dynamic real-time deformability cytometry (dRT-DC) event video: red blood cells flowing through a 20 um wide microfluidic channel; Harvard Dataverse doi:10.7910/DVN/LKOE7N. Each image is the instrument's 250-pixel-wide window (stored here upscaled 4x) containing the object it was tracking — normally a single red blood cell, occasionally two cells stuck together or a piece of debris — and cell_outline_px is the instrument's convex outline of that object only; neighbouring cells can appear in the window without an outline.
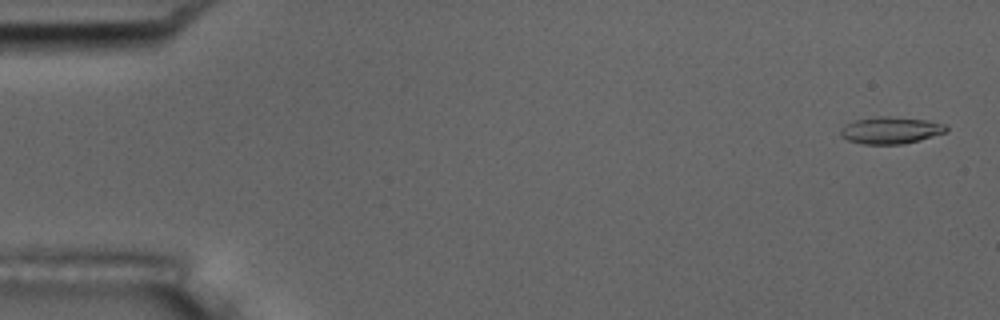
{"species": "common noctule bat (a hibernating species)", "species_latin": "Nyctalus noctula", "temperature_condition": "room temperature", "stored_images_in_passage": 16, "camera_frame_rate_fps": 3000, "um_per_image_px": 0.085, "animal": {"sex": "male", "body_mass_g": 17.5, "forearm_length_mm": 52.3}, "frame": {"image": 1, "passage_image": 2, "time_ms": 0.333, "image_size_px": [1000, 320], "cell_outline_px": [[948, 132], [920, 140], [900, 144], [864, 144], [848, 140], [840, 136], [840, 132], [844, 124], [856, 120], [876, 116], [888, 116], [924, 120], [948, 124]], "centroid_in_image_um": [75.73, 11.07], "position_along_channel_um": 9.3, "area_um2": 16.65}}
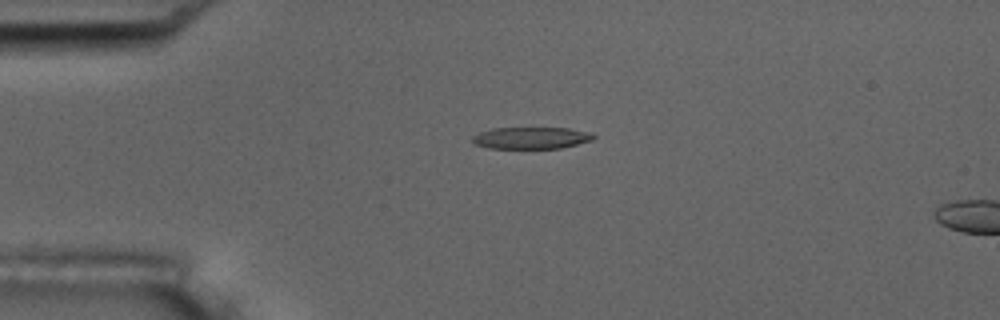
{"frame": {"image": 2, "passage_image": 13, "time_ms": 4.0, "image_size_px": [1000, 320], "cell_outline_px": [[596, 136], [592, 140], [560, 148], [488, 148], [472, 144], [472, 136], [480, 132], [492, 128], [568, 128], [592, 132]], "centroid_in_image_um": [45.13, 11.72], "position_along_channel_um": 39.9, "area_um2": 15.43}}